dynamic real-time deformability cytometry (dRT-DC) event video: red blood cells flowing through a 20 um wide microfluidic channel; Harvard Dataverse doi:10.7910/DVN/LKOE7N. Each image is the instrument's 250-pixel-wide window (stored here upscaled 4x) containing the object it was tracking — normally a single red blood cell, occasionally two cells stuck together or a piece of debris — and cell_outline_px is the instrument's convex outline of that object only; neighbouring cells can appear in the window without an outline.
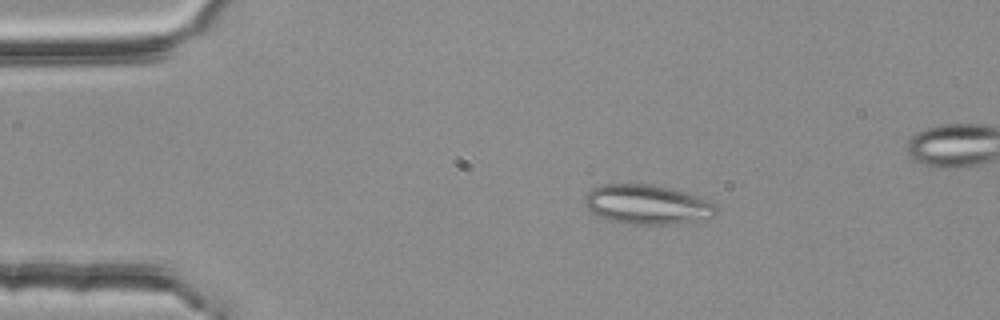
{"species": "common noctule bat (a hibernating species)", "species_latin": "Nyctalus noctula", "temperature_condition": "room temperature", "stored_images_in_passage": 4, "camera_frame_rate_fps": 3000, "um_per_image_px": 0.085, "animal": {"sex": "female", "body_mass_g": 25.1}, "frame": {"image": 1, "passage_image": 2, "time_ms": 0.333, "image_size_px": [1000, 320], "cell_outline_px": [[716, 212], [712, 216], [676, 224], [620, 224], [596, 216], [584, 204], [584, 196], [592, 188], [604, 184], [648, 184], [668, 188], [684, 192], [708, 200], [716, 204]], "centroid_in_image_um": [54.94, 17.39], "position_along_channel_um": 30.1, "area_um2": 30.17}}